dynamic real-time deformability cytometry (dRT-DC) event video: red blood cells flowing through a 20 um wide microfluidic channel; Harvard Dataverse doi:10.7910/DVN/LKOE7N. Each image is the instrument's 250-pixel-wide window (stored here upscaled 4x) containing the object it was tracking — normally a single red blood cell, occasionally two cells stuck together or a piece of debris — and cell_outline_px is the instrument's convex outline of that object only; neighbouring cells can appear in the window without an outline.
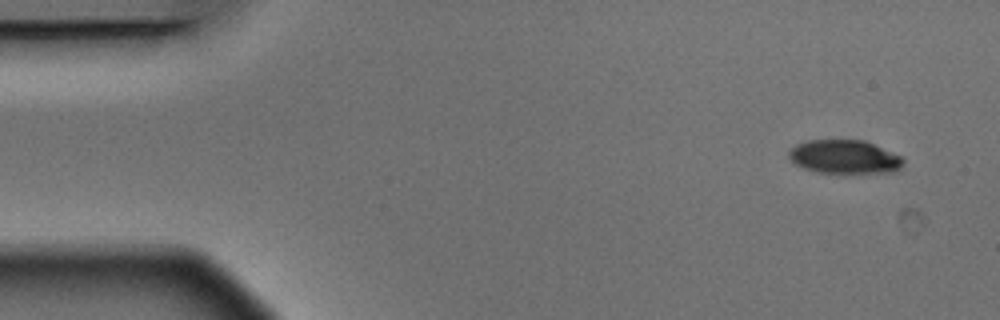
{"species": "Egyptian fruit bat (a non-hibernating species)", "species_latin": "Rousettus aegyptiacus", "temperature_condition": "warm", "stored_images_in_passage": 14, "camera_frame_rate_fps": 3000, "um_per_image_px": 0.085, "animal": {"sex": "male"}, "frame": {"image": 1, "passage_image": 1, "time_ms": 0.0, "image_size_px": [1000, 320], "cell_outline_px": [[904, 164], [900, 168], [892, 172], [816, 172], [804, 168], [796, 164], [788, 156], [788, 152], [796, 144], [808, 140], [864, 140], [900, 156], [904, 160]], "centroid_in_image_um": [71.76, 13.32], "position_along_channel_um": 13.2, "area_um2": 22.08}}
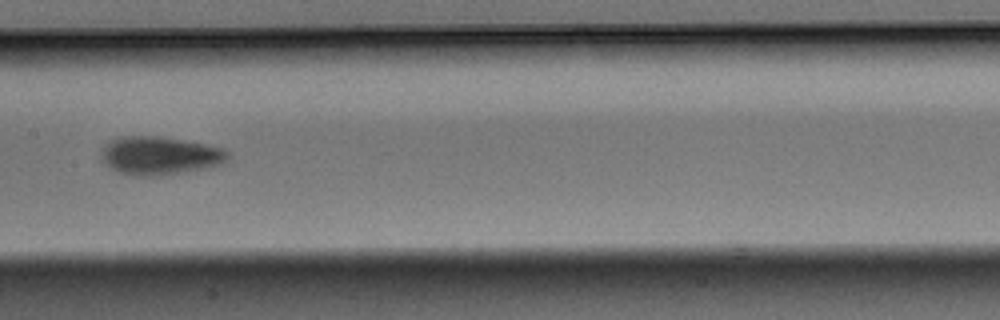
{"frame": {"image": 2, "passage_image": 7, "time_ms": 2.0, "image_size_px": [1000, 320], "cell_outline_px": [[228, 160], [204, 168], [160, 176], [132, 176], [108, 168], [100, 160], [104, 148], [108, 140], [128, 136], [160, 136], [204, 144], [224, 148], [228, 152]], "centroid_in_image_um": [13.52, 13.23], "position_along_channel_um": 193.9, "area_um2": 28.09}}
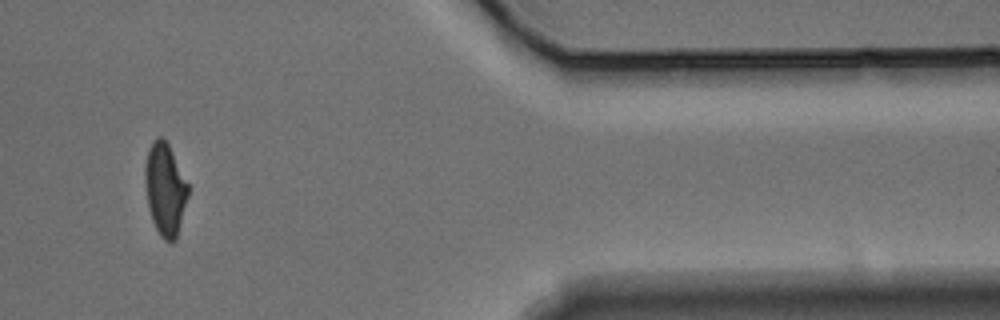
{"frame": {"image": 3, "passage_image": 12, "time_ms": 3.667, "image_size_px": [1000, 320], "cell_outline_px": [[188, 196], [176, 240], [164, 240], [160, 236], [152, 220], [148, 208], [144, 180], [144, 164], [148, 148], [152, 140], [156, 136], [160, 136], [168, 144], [188, 184]], "centroid_in_image_um": [14.0, 16.06], "position_along_channel_um": 397.4, "area_um2": 23.18}}